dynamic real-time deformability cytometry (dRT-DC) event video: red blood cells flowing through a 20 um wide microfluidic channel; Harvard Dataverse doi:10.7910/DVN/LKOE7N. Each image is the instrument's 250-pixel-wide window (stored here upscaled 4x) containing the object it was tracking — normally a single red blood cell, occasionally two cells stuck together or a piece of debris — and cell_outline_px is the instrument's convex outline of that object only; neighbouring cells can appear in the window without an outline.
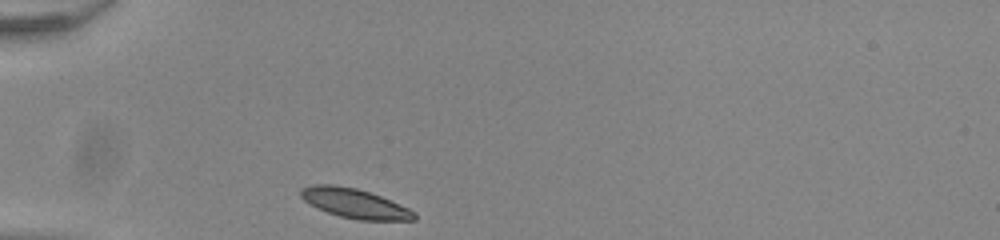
{"species": "common noctule bat (a hibernating species)", "species_latin": "Nyctalus noctula", "temperature_condition": "room temperature", "stored_images_in_passage": 29, "camera_frame_rate_fps": 3000, "um_per_image_px": 0.085, "animal": {"sex": "male", "body_mass_g": 20.0, "forearm_length_mm": 53.3}, "frame": {"image": 1, "passage_image": 1, "time_ms": 0.0, "image_size_px": [1000, 240], "cell_outline_px": [[416, 220], [360, 220], [340, 216], [328, 212], [308, 204], [300, 196], [300, 188], [312, 184], [332, 184], [356, 188], [380, 196], [408, 208], [416, 212]], "centroid_in_image_um": [30.12, 17.28], "position_along_channel_um": 54.9, "area_um2": 19.42}}
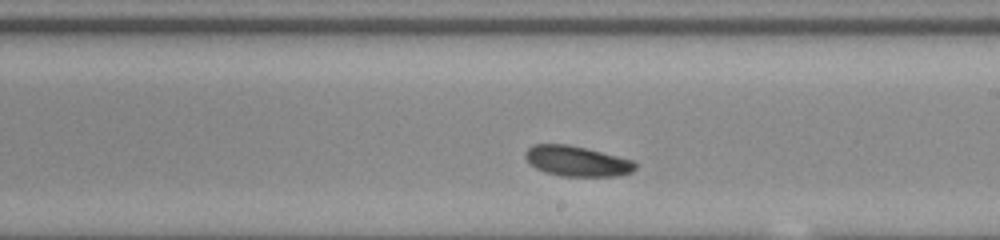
{"frame": {"image": 2, "passage_image": 17, "time_ms": 5.333, "image_size_px": [1000, 240], "cell_outline_px": [[636, 168], [632, 172], [620, 176], [560, 176], [544, 172], [536, 168], [524, 156], [524, 152], [532, 144], [568, 144], [632, 160], [636, 164]], "centroid_in_image_um": [49.02, 13.7], "position_along_channel_um": 240.0, "area_um2": 19.31}}
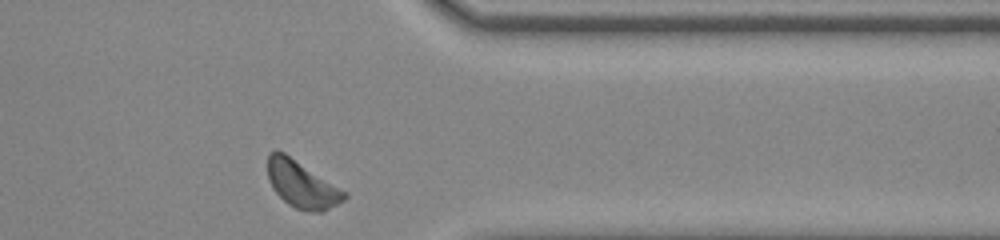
{"frame": {"image": 3, "passage_image": 29, "time_ms": 9.333, "image_size_px": [1000, 240], "cell_outline_px": [[348, 196], [344, 200], [324, 212], [308, 212], [296, 208], [288, 204], [272, 188], [268, 180], [268, 152], [276, 148], [284, 152], [348, 192]], "centroid_in_image_um": [25.66, 15.66], "position_along_channel_um": 385.7, "area_um2": 21.21}, "authors_computed_cell_mechanics": {"area_um2": 19.7676, "velocity_mm_per_s": 3.8037, "shape_relaxation_time_tau1_ms": 1.7481, "shape_relaxation_time_tau2_ms": null, "deformation_change_tau1": 0.0477, "deformation_change_tau2": null}}